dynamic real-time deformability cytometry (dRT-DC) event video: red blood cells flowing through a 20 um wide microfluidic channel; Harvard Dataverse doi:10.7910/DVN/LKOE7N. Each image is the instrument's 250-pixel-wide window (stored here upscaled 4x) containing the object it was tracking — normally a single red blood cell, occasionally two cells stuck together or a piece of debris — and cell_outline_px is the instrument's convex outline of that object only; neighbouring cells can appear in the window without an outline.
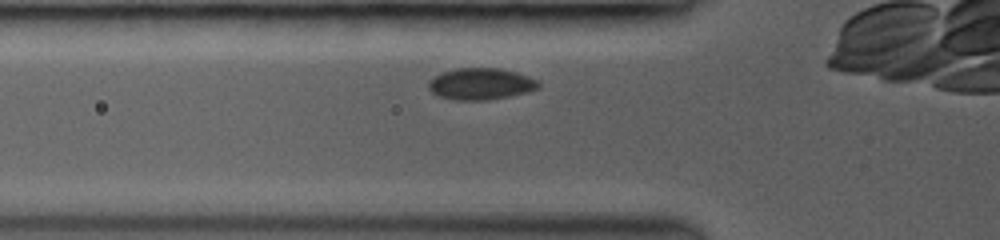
{"species": "common noctule bat (a hibernating species)", "species_latin": "Nyctalus noctula", "temperature_condition": "room temperature", "stored_images_in_passage": 37, "camera_frame_rate_fps": 3000, "um_per_image_px": 0.085, "animal": {"sex": "female", "body_mass_g": 19.0, "forearm_length_mm": 53.3}, "frame": {"image": 1, "passage_image": 2, "time_ms": 0.333, "image_size_px": [1000, 240], "cell_outline_px": [[540, 88], [528, 92], [488, 100], [456, 100], [440, 96], [432, 92], [428, 88], [428, 80], [432, 76], [440, 72], [456, 68], [500, 68], [516, 72], [540, 80]], "centroid_in_image_um": [40.87, 7.12], "position_along_channel_um": 84.9, "area_um2": 20.52}}
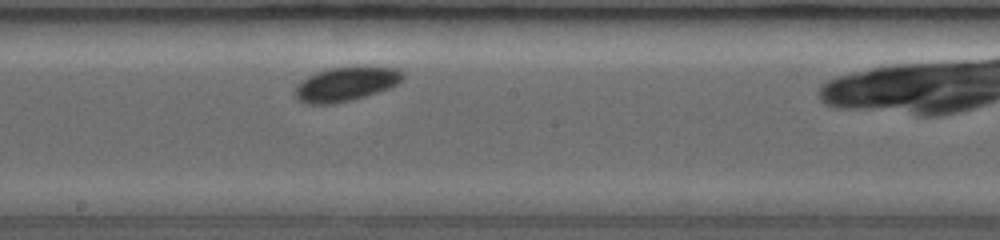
{"frame": {"image": 2, "passage_image": 16, "time_ms": 3.667, "image_size_px": [1000, 240], "cell_outline_px": [[404, 76], [396, 84], [388, 88], [352, 100], [336, 104], [304, 104], [292, 92], [308, 76], [316, 72], [332, 68], [396, 68], [404, 72]], "centroid_in_image_um": [29.36, 7.18], "position_along_channel_um": 218.8, "area_um2": 20.81}}
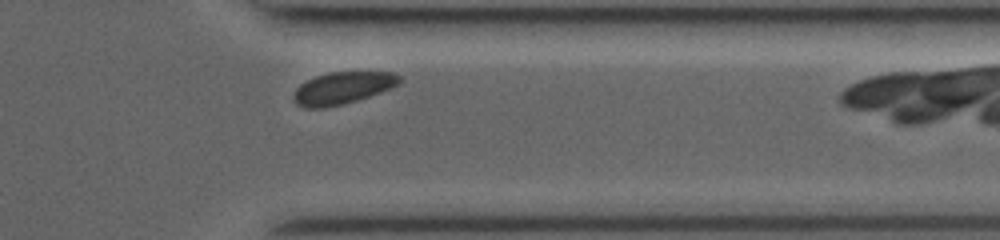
{"frame": {"image": 3, "passage_image": 31, "time_ms": 7.667, "image_size_px": [1000, 240], "cell_outline_px": [[404, 80], [400, 84], [392, 88], [344, 104], [324, 108], [308, 108], [296, 104], [292, 96], [296, 88], [300, 84], [316, 76], [328, 72], [392, 72], [400, 76]], "centroid_in_image_um": [29.14, 7.48], "position_along_channel_um": 382.3, "area_um2": 19.88}}